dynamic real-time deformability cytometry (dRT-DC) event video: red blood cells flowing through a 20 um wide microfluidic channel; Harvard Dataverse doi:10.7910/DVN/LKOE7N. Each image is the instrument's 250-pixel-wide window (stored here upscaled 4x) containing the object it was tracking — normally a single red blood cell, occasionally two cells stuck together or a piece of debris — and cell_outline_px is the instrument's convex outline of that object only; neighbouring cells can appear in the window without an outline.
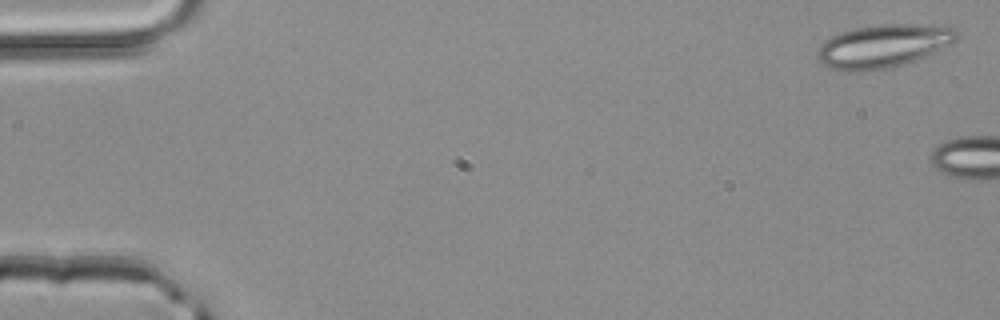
{"species": "common noctule bat (a hibernating species)", "species_latin": "Nyctalus noctula", "temperature_condition": "room temperature", "stored_images_in_passage": 5, "camera_frame_rate_fps": 3000, "um_per_image_px": 0.085, "animal": {"sex": "male", "body_mass_g": 20.4}, "frame": {"image": 1, "passage_image": 1, "time_ms": 0.0, "image_size_px": [1000, 320], "cell_outline_px": [[960, 36], [956, 40], [924, 56], [904, 64], [884, 68], [832, 68], [824, 64], [816, 56], [816, 52], [820, 44], [824, 40], [832, 36], [856, 28], [876, 24], [912, 24], [956, 28], [960, 32]], "centroid_in_image_um": [75.1, 3.85], "position_along_channel_um": 9.9, "area_um2": 33.76}}